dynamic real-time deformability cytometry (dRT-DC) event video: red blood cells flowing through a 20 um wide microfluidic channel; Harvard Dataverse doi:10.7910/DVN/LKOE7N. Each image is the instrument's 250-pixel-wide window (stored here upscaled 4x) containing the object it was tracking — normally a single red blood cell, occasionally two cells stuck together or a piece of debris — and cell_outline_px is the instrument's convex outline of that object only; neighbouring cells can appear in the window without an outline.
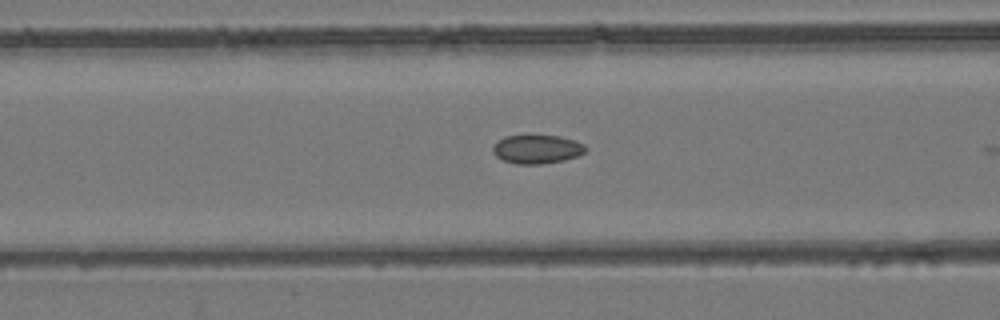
{"species": "common noctule bat (a hibernating species)", "species_latin": "Nyctalus noctula", "temperature_condition": "room temperature", "stored_images_in_passage": 7, "camera_frame_rate_fps": 3000, "um_per_image_px": 0.085, "animal": {"sex": "female", "body_mass_g": 24.6, "forearm_length_mm": 56.2}, "frame": {"image": 1, "passage_image": 5, "time_ms": 1.333, "image_size_px": [1000, 320], "cell_outline_px": [[588, 148], [584, 152], [576, 156], [564, 160], [540, 164], [516, 164], [504, 160], [496, 156], [492, 152], [492, 148], [504, 136], [560, 136], [576, 140], [584, 144]], "centroid_in_image_um": [45.67, 12.68], "position_along_channel_um": 120.9, "area_um2": 15.37}}